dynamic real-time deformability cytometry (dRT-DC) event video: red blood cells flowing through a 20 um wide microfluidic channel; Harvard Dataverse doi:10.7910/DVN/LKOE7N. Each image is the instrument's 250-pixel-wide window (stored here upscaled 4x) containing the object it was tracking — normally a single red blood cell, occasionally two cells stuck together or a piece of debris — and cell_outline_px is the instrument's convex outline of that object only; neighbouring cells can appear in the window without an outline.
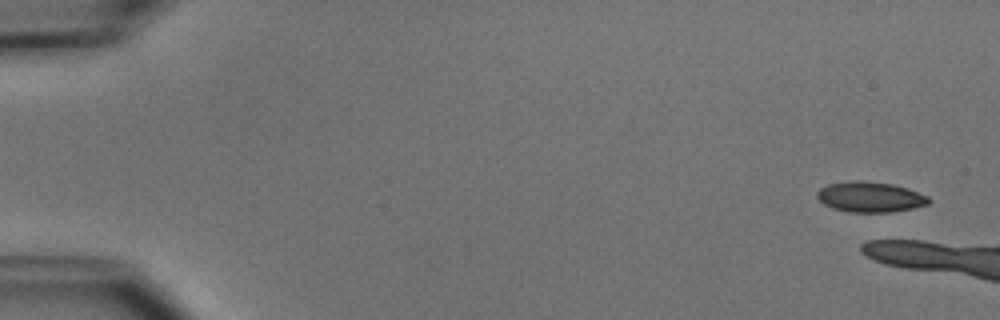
{"species": "common noctule bat (a hibernating species)", "species_latin": "Nyctalus noctula", "temperature_condition": "cold", "stored_images_in_passage": 4, "camera_frame_rate_fps": 3000, "um_per_image_px": 0.085, "animal": {"sex": "male", "body_mass_g": 15.6}, "frame": {"image": 1, "passage_image": 1, "time_ms": 0.0, "image_size_px": [1000, 320], "cell_outline_px": [[932, 200], [928, 204], [912, 208], [888, 212], [848, 212], [832, 208], [824, 204], [816, 196], [816, 192], [820, 188], [828, 184], [848, 180], [864, 180], [892, 184], [908, 188], [928, 196]], "centroid_in_image_um": [73.94, 16.73], "position_along_channel_um": 11.1, "area_um2": 19.94}}